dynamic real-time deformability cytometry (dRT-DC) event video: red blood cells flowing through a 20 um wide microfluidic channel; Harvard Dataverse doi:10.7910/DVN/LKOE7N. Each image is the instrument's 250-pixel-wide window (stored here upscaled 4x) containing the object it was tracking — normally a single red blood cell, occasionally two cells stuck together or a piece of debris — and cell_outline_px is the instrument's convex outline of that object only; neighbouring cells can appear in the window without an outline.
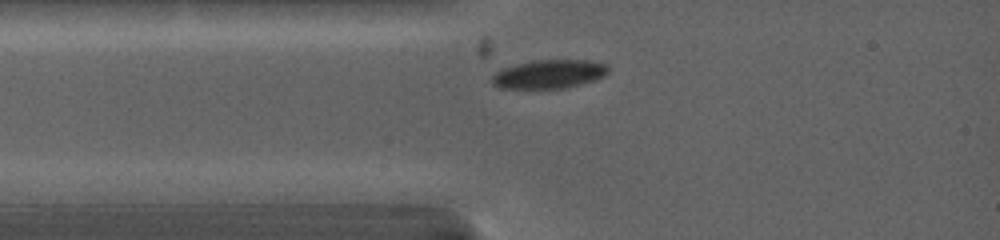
{"species": "common noctule bat (a hibernating species)", "species_latin": "Nyctalus noctula", "temperature_condition": "warm", "stored_images_in_passage": 8, "camera_frame_rate_fps": 5000, "um_per_image_px": 0.085, "animal": {"sex": "female", "body_mass_g": 19.0, "forearm_length_mm": 53.3}, "frame": {"image": 1, "passage_image": 1, "time_ms": 0.0, "image_size_px": [1000, 240], "cell_outline_px": [[608, 72], [604, 76], [596, 80], [564, 88], [500, 88], [492, 84], [492, 76], [500, 68], [516, 64], [536, 60], [588, 60], [608, 64]], "centroid_in_image_um": [46.67, 6.29], "position_along_channel_um": 38.3, "area_um2": 19.48}}
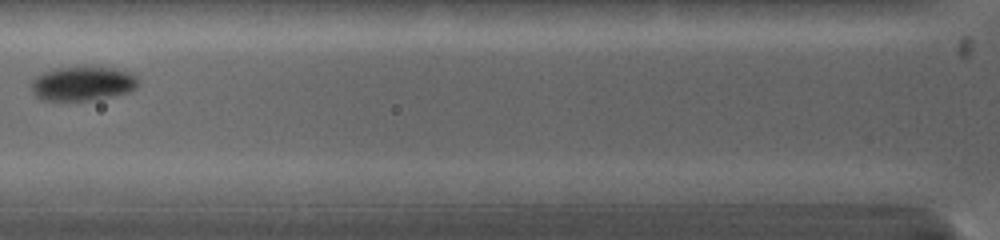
{"frame": {"image": 2, "passage_image": 3, "time_ms": 2.0, "image_size_px": [1000, 240], "cell_outline_px": [[140, 80], [136, 88], [128, 92], [88, 100], [40, 100], [32, 92], [32, 80], [36, 76], [44, 72], [60, 68], [112, 68], [124, 72]], "centroid_in_image_um": [6.97, 7.12], "position_along_channel_um": 118.8, "area_um2": 20.58}}
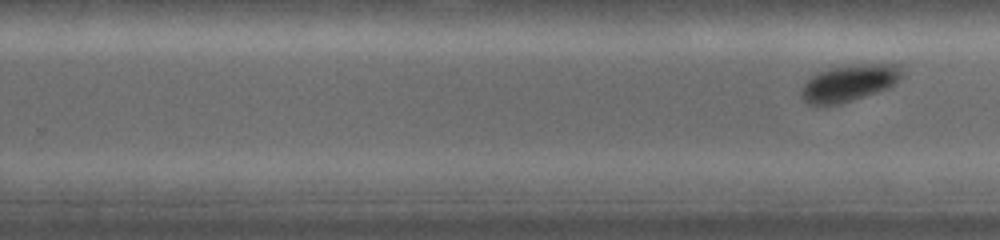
{"frame": {"image": 3, "passage_image": 8, "time_ms": 5.4, "image_size_px": [1000, 240], "cell_outline_px": [[900, 76], [896, 84], [888, 88], [840, 104], [808, 104], [800, 96], [800, 88], [812, 76], [832, 68], [892, 64], [900, 72]], "centroid_in_image_um": [72.1, 7.11], "position_along_channel_um": 257.7, "area_um2": 20.35}}